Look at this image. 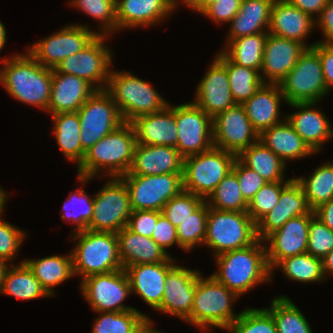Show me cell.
I'll list each match as a JSON object with an SVG mask.
<instances>
[{
	"label": "cell",
	"mask_w": 333,
	"mask_h": 333,
	"mask_svg": "<svg viewBox=\"0 0 333 333\" xmlns=\"http://www.w3.org/2000/svg\"><path fill=\"white\" fill-rule=\"evenodd\" d=\"M136 144L132 124L124 122L86 151L77 167V180L85 185L101 172L110 178L124 176L132 165Z\"/></svg>",
	"instance_id": "1"
},
{
	"label": "cell",
	"mask_w": 333,
	"mask_h": 333,
	"mask_svg": "<svg viewBox=\"0 0 333 333\" xmlns=\"http://www.w3.org/2000/svg\"><path fill=\"white\" fill-rule=\"evenodd\" d=\"M3 57L0 83L20 103L47 111L50 101L52 69L39 63L28 51Z\"/></svg>",
	"instance_id": "2"
},
{
	"label": "cell",
	"mask_w": 333,
	"mask_h": 333,
	"mask_svg": "<svg viewBox=\"0 0 333 333\" xmlns=\"http://www.w3.org/2000/svg\"><path fill=\"white\" fill-rule=\"evenodd\" d=\"M264 244L257 239L245 248L217 255L218 270L212 276L239 297L258 284L272 281Z\"/></svg>",
	"instance_id": "3"
},
{
	"label": "cell",
	"mask_w": 333,
	"mask_h": 333,
	"mask_svg": "<svg viewBox=\"0 0 333 333\" xmlns=\"http://www.w3.org/2000/svg\"><path fill=\"white\" fill-rule=\"evenodd\" d=\"M238 295L219 283L212 275H198L191 314L184 320L201 331L210 328L227 329L241 314L233 312L232 303ZM233 301V302H232ZM209 328V329H208Z\"/></svg>",
	"instance_id": "4"
},
{
	"label": "cell",
	"mask_w": 333,
	"mask_h": 333,
	"mask_svg": "<svg viewBox=\"0 0 333 333\" xmlns=\"http://www.w3.org/2000/svg\"><path fill=\"white\" fill-rule=\"evenodd\" d=\"M105 90L112 96L124 122L162 111L169 105L148 81L131 72L111 69Z\"/></svg>",
	"instance_id": "5"
},
{
	"label": "cell",
	"mask_w": 333,
	"mask_h": 333,
	"mask_svg": "<svg viewBox=\"0 0 333 333\" xmlns=\"http://www.w3.org/2000/svg\"><path fill=\"white\" fill-rule=\"evenodd\" d=\"M72 239L77 240L75 248L70 251L75 276L78 274L84 279L93 274L123 269L116 233L86 229L74 232Z\"/></svg>",
	"instance_id": "6"
},
{
	"label": "cell",
	"mask_w": 333,
	"mask_h": 333,
	"mask_svg": "<svg viewBox=\"0 0 333 333\" xmlns=\"http://www.w3.org/2000/svg\"><path fill=\"white\" fill-rule=\"evenodd\" d=\"M256 224L247 212L208 210L204 245L211 248L214 257L245 248L257 240Z\"/></svg>",
	"instance_id": "7"
},
{
	"label": "cell",
	"mask_w": 333,
	"mask_h": 333,
	"mask_svg": "<svg viewBox=\"0 0 333 333\" xmlns=\"http://www.w3.org/2000/svg\"><path fill=\"white\" fill-rule=\"evenodd\" d=\"M236 159L233 153L214 146L208 151L184 157V191L206 200L232 170Z\"/></svg>",
	"instance_id": "8"
},
{
	"label": "cell",
	"mask_w": 333,
	"mask_h": 333,
	"mask_svg": "<svg viewBox=\"0 0 333 333\" xmlns=\"http://www.w3.org/2000/svg\"><path fill=\"white\" fill-rule=\"evenodd\" d=\"M287 104L321 102L328 95L319 55L306 49L287 76L279 83Z\"/></svg>",
	"instance_id": "9"
},
{
	"label": "cell",
	"mask_w": 333,
	"mask_h": 333,
	"mask_svg": "<svg viewBox=\"0 0 333 333\" xmlns=\"http://www.w3.org/2000/svg\"><path fill=\"white\" fill-rule=\"evenodd\" d=\"M93 214L87 230L118 233L132 213L125 182L111 177L93 197Z\"/></svg>",
	"instance_id": "10"
},
{
	"label": "cell",
	"mask_w": 333,
	"mask_h": 333,
	"mask_svg": "<svg viewBox=\"0 0 333 333\" xmlns=\"http://www.w3.org/2000/svg\"><path fill=\"white\" fill-rule=\"evenodd\" d=\"M126 184L132 211H162L164 205L183 189V173L133 175L120 177Z\"/></svg>",
	"instance_id": "11"
},
{
	"label": "cell",
	"mask_w": 333,
	"mask_h": 333,
	"mask_svg": "<svg viewBox=\"0 0 333 333\" xmlns=\"http://www.w3.org/2000/svg\"><path fill=\"white\" fill-rule=\"evenodd\" d=\"M80 120V141L86 152L101 138L124 123L112 96L96 90L77 111Z\"/></svg>",
	"instance_id": "12"
},
{
	"label": "cell",
	"mask_w": 333,
	"mask_h": 333,
	"mask_svg": "<svg viewBox=\"0 0 333 333\" xmlns=\"http://www.w3.org/2000/svg\"><path fill=\"white\" fill-rule=\"evenodd\" d=\"M107 39V35H98L79 53L63 59L54 70L59 73L81 77L91 83L97 90L106 89L109 73L113 66V52L105 44Z\"/></svg>",
	"instance_id": "13"
},
{
	"label": "cell",
	"mask_w": 333,
	"mask_h": 333,
	"mask_svg": "<svg viewBox=\"0 0 333 333\" xmlns=\"http://www.w3.org/2000/svg\"><path fill=\"white\" fill-rule=\"evenodd\" d=\"M80 289L94 312L137 310L123 304V301L132 294L124 269L87 276L81 279Z\"/></svg>",
	"instance_id": "14"
},
{
	"label": "cell",
	"mask_w": 333,
	"mask_h": 333,
	"mask_svg": "<svg viewBox=\"0 0 333 333\" xmlns=\"http://www.w3.org/2000/svg\"><path fill=\"white\" fill-rule=\"evenodd\" d=\"M98 32L88 25L70 24L42 40L30 45L27 51L43 66L54 69L63 59L79 53L89 45Z\"/></svg>",
	"instance_id": "15"
},
{
	"label": "cell",
	"mask_w": 333,
	"mask_h": 333,
	"mask_svg": "<svg viewBox=\"0 0 333 333\" xmlns=\"http://www.w3.org/2000/svg\"><path fill=\"white\" fill-rule=\"evenodd\" d=\"M177 125L176 148L183 157L210 150L213 146L212 117L192 101L174 106Z\"/></svg>",
	"instance_id": "16"
},
{
	"label": "cell",
	"mask_w": 333,
	"mask_h": 333,
	"mask_svg": "<svg viewBox=\"0 0 333 333\" xmlns=\"http://www.w3.org/2000/svg\"><path fill=\"white\" fill-rule=\"evenodd\" d=\"M214 147L237 157L259 140L243 105L236 104L212 118Z\"/></svg>",
	"instance_id": "17"
},
{
	"label": "cell",
	"mask_w": 333,
	"mask_h": 333,
	"mask_svg": "<svg viewBox=\"0 0 333 333\" xmlns=\"http://www.w3.org/2000/svg\"><path fill=\"white\" fill-rule=\"evenodd\" d=\"M314 216L303 214L291 218L264 240L268 245L266 254L271 273L284 258L307 253L309 225Z\"/></svg>",
	"instance_id": "18"
},
{
	"label": "cell",
	"mask_w": 333,
	"mask_h": 333,
	"mask_svg": "<svg viewBox=\"0 0 333 333\" xmlns=\"http://www.w3.org/2000/svg\"><path fill=\"white\" fill-rule=\"evenodd\" d=\"M200 270H191L175 264L167 273L163 299L157 311L185 320L193 305Z\"/></svg>",
	"instance_id": "19"
},
{
	"label": "cell",
	"mask_w": 333,
	"mask_h": 333,
	"mask_svg": "<svg viewBox=\"0 0 333 333\" xmlns=\"http://www.w3.org/2000/svg\"><path fill=\"white\" fill-rule=\"evenodd\" d=\"M196 88L193 103L212 118L236 105L226 67L216 58Z\"/></svg>",
	"instance_id": "20"
},
{
	"label": "cell",
	"mask_w": 333,
	"mask_h": 333,
	"mask_svg": "<svg viewBox=\"0 0 333 333\" xmlns=\"http://www.w3.org/2000/svg\"><path fill=\"white\" fill-rule=\"evenodd\" d=\"M307 48L294 40L268 33L260 76L263 83L279 84ZM262 72V73H261Z\"/></svg>",
	"instance_id": "21"
},
{
	"label": "cell",
	"mask_w": 333,
	"mask_h": 333,
	"mask_svg": "<svg viewBox=\"0 0 333 333\" xmlns=\"http://www.w3.org/2000/svg\"><path fill=\"white\" fill-rule=\"evenodd\" d=\"M303 214H314L301 185L293 178L280 193L277 205L256 224L257 238L264 241L289 219Z\"/></svg>",
	"instance_id": "22"
},
{
	"label": "cell",
	"mask_w": 333,
	"mask_h": 333,
	"mask_svg": "<svg viewBox=\"0 0 333 333\" xmlns=\"http://www.w3.org/2000/svg\"><path fill=\"white\" fill-rule=\"evenodd\" d=\"M172 257L165 262L130 265L124 270L128 276L131 293H136L154 310L162 303L166 275L175 265Z\"/></svg>",
	"instance_id": "23"
},
{
	"label": "cell",
	"mask_w": 333,
	"mask_h": 333,
	"mask_svg": "<svg viewBox=\"0 0 333 333\" xmlns=\"http://www.w3.org/2000/svg\"><path fill=\"white\" fill-rule=\"evenodd\" d=\"M178 4L177 0H116L117 31L160 24Z\"/></svg>",
	"instance_id": "24"
},
{
	"label": "cell",
	"mask_w": 333,
	"mask_h": 333,
	"mask_svg": "<svg viewBox=\"0 0 333 333\" xmlns=\"http://www.w3.org/2000/svg\"><path fill=\"white\" fill-rule=\"evenodd\" d=\"M316 27V18L301 11L288 0H275L272 5L268 33L297 41L307 49L315 44H306V38Z\"/></svg>",
	"instance_id": "25"
},
{
	"label": "cell",
	"mask_w": 333,
	"mask_h": 333,
	"mask_svg": "<svg viewBox=\"0 0 333 333\" xmlns=\"http://www.w3.org/2000/svg\"><path fill=\"white\" fill-rule=\"evenodd\" d=\"M316 104V102L288 104L297 112L285 115L284 119H287L296 133L315 153H318L324 147V143L333 137V129L325 114L320 109H315Z\"/></svg>",
	"instance_id": "26"
},
{
	"label": "cell",
	"mask_w": 333,
	"mask_h": 333,
	"mask_svg": "<svg viewBox=\"0 0 333 333\" xmlns=\"http://www.w3.org/2000/svg\"><path fill=\"white\" fill-rule=\"evenodd\" d=\"M184 157L177 148L136 144L132 165L126 174L163 175L183 173Z\"/></svg>",
	"instance_id": "27"
},
{
	"label": "cell",
	"mask_w": 333,
	"mask_h": 333,
	"mask_svg": "<svg viewBox=\"0 0 333 333\" xmlns=\"http://www.w3.org/2000/svg\"><path fill=\"white\" fill-rule=\"evenodd\" d=\"M97 89L87 80L52 69L50 101L47 112H77Z\"/></svg>",
	"instance_id": "28"
},
{
	"label": "cell",
	"mask_w": 333,
	"mask_h": 333,
	"mask_svg": "<svg viewBox=\"0 0 333 333\" xmlns=\"http://www.w3.org/2000/svg\"><path fill=\"white\" fill-rule=\"evenodd\" d=\"M134 128L136 142L141 145H164L176 148L177 125L174 106L139 116L130 122Z\"/></svg>",
	"instance_id": "29"
},
{
	"label": "cell",
	"mask_w": 333,
	"mask_h": 333,
	"mask_svg": "<svg viewBox=\"0 0 333 333\" xmlns=\"http://www.w3.org/2000/svg\"><path fill=\"white\" fill-rule=\"evenodd\" d=\"M286 99L279 84L263 83L244 104L248 119L260 135L264 130L282 123L280 104Z\"/></svg>",
	"instance_id": "30"
},
{
	"label": "cell",
	"mask_w": 333,
	"mask_h": 333,
	"mask_svg": "<svg viewBox=\"0 0 333 333\" xmlns=\"http://www.w3.org/2000/svg\"><path fill=\"white\" fill-rule=\"evenodd\" d=\"M123 269L130 265L168 261L172 256L152 238L132 232L127 226L116 233Z\"/></svg>",
	"instance_id": "31"
},
{
	"label": "cell",
	"mask_w": 333,
	"mask_h": 333,
	"mask_svg": "<svg viewBox=\"0 0 333 333\" xmlns=\"http://www.w3.org/2000/svg\"><path fill=\"white\" fill-rule=\"evenodd\" d=\"M274 1L242 0L239 12L230 21L231 25L224 45L242 36L268 32Z\"/></svg>",
	"instance_id": "32"
},
{
	"label": "cell",
	"mask_w": 333,
	"mask_h": 333,
	"mask_svg": "<svg viewBox=\"0 0 333 333\" xmlns=\"http://www.w3.org/2000/svg\"><path fill=\"white\" fill-rule=\"evenodd\" d=\"M261 140L285 163L289 160H298L311 156L315 152L296 133L288 120L264 130L259 135Z\"/></svg>",
	"instance_id": "33"
},
{
	"label": "cell",
	"mask_w": 333,
	"mask_h": 333,
	"mask_svg": "<svg viewBox=\"0 0 333 333\" xmlns=\"http://www.w3.org/2000/svg\"><path fill=\"white\" fill-rule=\"evenodd\" d=\"M245 166L258 173L267 182L291 181L293 178L285 177V163L261 140L246 148L237 157Z\"/></svg>",
	"instance_id": "34"
},
{
	"label": "cell",
	"mask_w": 333,
	"mask_h": 333,
	"mask_svg": "<svg viewBox=\"0 0 333 333\" xmlns=\"http://www.w3.org/2000/svg\"><path fill=\"white\" fill-rule=\"evenodd\" d=\"M53 133L63 156L77 162L78 167L84 160L86 152L80 141V120L77 112H61L52 114Z\"/></svg>",
	"instance_id": "35"
},
{
	"label": "cell",
	"mask_w": 333,
	"mask_h": 333,
	"mask_svg": "<svg viewBox=\"0 0 333 333\" xmlns=\"http://www.w3.org/2000/svg\"><path fill=\"white\" fill-rule=\"evenodd\" d=\"M23 262L50 296H54L55 286L74 276L71 252L64 256L50 255L36 260L25 259Z\"/></svg>",
	"instance_id": "36"
},
{
	"label": "cell",
	"mask_w": 333,
	"mask_h": 333,
	"mask_svg": "<svg viewBox=\"0 0 333 333\" xmlns=\"http://www.w3.org/2000/svg\"><path fill=\"white\" fill-rule=\"evenodd\" d=\"M0 293L21 300L50 296L23 261L9 267Z\"/></svg>",
	"instance_id": "37"
},
{
	"label": "cell",
	"mask_w": 333,
	"mask_h": 333,
	"mask_svg": "<svg viewBox=\"0 0 333 333\" xmlns=\"http://www.w3.org/2000/svg\"><path fill=\"white\" fill-rule=\"evenodd\" d=\"M267 36L268 32H264L236 38L228 42L222 52L233 63L260 73Z\"/></svg>",
	"instance_id": "38"
},
{
	"label": "cell",
	"mask_w": 333,
	"mask_h": 333,
	"mask_svg": "<svg viewBox=\"0 0 333 333\" xmlns=\"http://www.w3.org/2000/svg\"><path fill=\"white\" fill-rule=\"evenodd\" d=\"M227 69L229 86L236 104H244L263 84L257 70L233 63L222 50L215 56Z\"/></svg>",
	"instance_id": "39"
},
{
	"label": "cell",
	"mask_w": 333,
	"mask_h": 333,
	"mask_svg": "<svg viewBox=\"0 0 333 333\" xmlns=\"http://www.w3.org/2000/svg\"><path fill=\"white\" fill-rule=\"evenodd\" d=\"M295 179L301 185L308 205L313 211L333 199V162L320 165L308 177L301 176Z\"/></svg>",
	"instance_id": "40"
},
{
	"label": "cell",
	"mask_w": 333,
	"mask_h": 333,
	"mask_svg": "<svg viewBox=\"0 0 333 333\" xmlns=\"http://www.w3.org/2000/svg\"><path fill=\"white\" fill-rule=\"evenodd\" d=\"M270 306L265 309L272 315L277 333H313L306 317L289 297L280 295Z\"/></svg>",
	"instance_id": "41"
},
{
	"label": "cell",
	"mask_w": 333,
	"mask_h": 333,
	"mask_svg": "<svg viewBox=\"0 0 333 333\" xmlns=\"http://www.w3.org/2000/svg\"><path fill=\"white\" fill-rule=\"evenodd\" d=\"M281 269L288 280L301 283H313L326 280L323 273L322 259L309 253L290 256L281 260L274 268Z\"/></svg>",
	"instance_id": "42"
},
{
	"label": "cell",
	"mask_w": 333,
	"mask_h": 333,
	"mask_svg": "<svg viewBox=\"0 0 333 333\" xmlns=\"http://www.w3.org/2000/svg\"><path fill=\"white\" fill-rule=\"evenodd\" d=\"M210 208L247 212L248 202L244 199L239 187L236 173L231 170L205 200Z\"/></svg>",
	"instance_id": "43"
},
{
	"label": "cell",
	"mask_w": 333,
	"mask_h": 333,
	"mask_svg": "<svg viewBox=\"0 0 333 333\" xmlns=\"http://www.w3.org/2000/svg\"><path fill=\"white\" fill-rule=\"evenodd\" d=\"M91 333H137L148 318L138 310L124 312H99Z\"/></svg>",
	"instance_id": "44"
},
{
	"label": "cell",
	"mask_w": 333,
	"mask_h": 333,
	"mask_svg": "<svg viewBox=\"0 0 333 333\" xmlns=\"http://www.w3.org/2000/svg\"><path fill=\"white\" fill-rule=\"evenodd\" d=\"M209 206L204 201L189 217L176 227L178 242L182 250L191 251L196 245H203Z\"/></svg>",
	"instance_id": "45"
},
{
	"label": "cell",
	"mask_w": 333,
	"mask_h": 333,
	"mask_svg": "<svg viewBox=\"0 0 333 333\" xmlns=\"http://www.w3.org/2000/svg\"><path fill=\"white\" fill-rule=\"evenodd\" d=\"M82 188L71 192L62 204L61 218L64 222L68 220L72 225L76 224L73 232L86 230L93 214V198Z\"/></svg>",
	"instance_id": "46"
},
{
	"label": "cell",
	"mask_w": 333,
	"mask_h": 333,
	"mask_svg": "<svg viewBox=\"0 0 333 333\" xmlns=\"http://www.w3.org/2000/svg\"><path fill=\"white\" fill-rule=\"evenodd\" d=\"M68 2L74 8L76 7V10L78 8L96 21H101L99 26L101 31H98V35L108 36L114 30L117 31L116 0H71Z\"/></svg>",
	"instance_id": "47"
},
{
	"label": "cell",
	"mask_w": 333,
	"mask_h": 333,
	"mask_svg": "<svg viewBox=\"0 0 333 333\" xmlns=\"http://www.w3.org/2000/svg\"><path fill=\"white\" fill-rule=\"evenodd\" d=\"M229 333H277L272 315L265 308H248L226 329Z\"/></svg>",
	"instance_id": "48"
},
{
	"label": "cell",
	"mask_w": 333,
	"mask_h": 333,
	"mask_svg": "<svg viewBox=\"0 0 333 333\" xmlns=\"http://www.w3.org/2000/svg\"><path fill=\"white\" fill-rule=\"evenodd\" d=\"M290 181L267 182L248 202L247 213L257 224L278 203L281 190Z\"/></svg>",
	"instance_id": "49"
},
{
	"label": "cell",
	"mask_w": 333,
	"mask_h": 333,
	"mask_svg": "<svg viewBox=\"0 0 333 333\" xmlns=\"http://www.w3.org/2000/svg\"><path fill=\"white\" fill-rule=\"evenodd\" d=\"M205 200L193 193L182 191L163 207L162 214L175 226L189 217Z\"/></svg>",
	"instance_id": "50"
},
{
	"label": "cell",
	"mask_w": 333,
	"mask_h": 333,
	"mask_svg": "<svg viewBox=\"0 0 333 333\" xmlns=\"http://www.w3.org/2000/svg\"><path fill=\"white\" fill-rule=\"evenodd\" d=\"M332 250L333 231L314 216L309 225L307 253L322 259Z\"/></svg>",
	"instance_id": "51"
},
{
	"label": "cell",
	"mask_w": 333,
	"mask_h": 333,
	"mask_svg": "<svg viewBox=\"0 0 333 333\" xmlns=\"http://www.w3.org/2000/svg\"><path fill=\"white\" fill-rule=\"evenodd\" d=\"M1 219L0 215V259L11 263L15 260L27 234L19 227Z\"/></svg>",
	"instance_id": "52"
},
{
	"label": "cell",
	"mask_w": 333,
	"mask_h": 333,
	"mask_svg": "<svg viewBox=\"0 0 333 333\" xmlns=\"http://www.w3.org/2000/svg\"><path fill=\"white\" fill-rule=\"evenodd\" d=\"M232 170L237 175L240 190L247 202L267 183L265 179L245 166L238 158L235 160Z\"/></svg>",
	"instance_id": "53"
},
{
	"label": "cell",
	"mask_w": 333,
	"mask_h": 333,
	"mask_svg": "<svg viewBox=\"0 0 333 333\" xmlns=\"http://www.w3.org/2000/svg\"><path fill=\"white\" fill-rule=\"evenodd\" d=\"M162 211L134 210L132 211L127 227L134 233L152 238L157 220Z\"/></svg>",
	"instance_id": "54"
},
{
	"label": "cell",
	"mask_w": 333,
	"mask_h": 333,
	"mask_svg": "<svg viewBox=\"0 0 333 333\" xmlns=\"http://www.w3.org/2000/svg\"><path fill=\"white\" fill-rule=\"evenodd\" d=\"M242 0H217L208 6L201 14L214 23H230L240 10Z\"/></svg>",
	"instance_id": "55"
},
{
	"label": "cell",
	"mask_w": 333,
	"mask_h": 333,
	"mask_svg": "<svg viewBox=\"0 0 333 333\" xmlns=\"http://www.w3.org/2000/svg\"><path fill=\"white\" fill-rule=\"evenodd\" d=\"M152 240L165 252H168L166 248L171 247L174 244L180 246L176 227L163 214H161L157 220L152 234Z\"/></svg>",
	"instance_id": "56"
},
{
	"label": "cell",
	"mask_w": 333,
	"mask_h": 333,
	"mask_svg": "<svg viewBox=\"0 0 333 333\" xmlns=\"http://www.w3.org/2000/svg\"><path fill=\"white\" fill-rule=\"evenodd\" d=\"M312 49L319 55L323 77L329 91L333 87V43L314 42Z\"/></svg>",
	"instance_id": "57"
},
{
	"label": "cell",
	"mask_w": 333,
	"mask_h": 333,
	"mask_svg": "<svg viewBox=\"0 0 333 333\" xmlns=\"http://www.w3.org/2000/svg\"><path fill=\"white\" fill-rule=\"evenodd\" d=\"M316 27L322 30L325 38V40L318 42L333 43V0H328L321 15L317 17Z\"/></svg>",
	"instance_id": "58"
},
{
	"label": "cell",
	"mask_w": 333,
	"mask_h": 333,
	"mask_svg": "<svg viewBox=\"0 0 333 333\" xmlns=\"http://www.w3.org/2000/svg\"><path fill=\"white\" fill-rule=\"evenodd\" d=\"M292 5L299 8L301 11L314 16L319 17L322 10L326 6L328 0H288ZM316 14V15H315Z\"/></svg>",
	"instance_id": "59"
},
{
	"label": "cell",
	"mask_w": 333,
	"mask_h": 333,
	"mask_svg": "<svg viewBox=\"0 0 333 333\" xmlns=\"http://www.w3.org/2000/svg\"><path fill=\"white\" fill-rule=\"evenodd\" d=\"M315 217L333 231V199L314 210Z\"/></svg>",
	"instance_id": "60"
},
{
	"label": "cell",
	"mask_w": 333,
	"mask_h": 333,
	"mask_svg": "<svg viewBox=\"0 0 333 333\" xmlns=\"http://www.w3.org/2000/svg\"><path fill=\"white\" fill-rule=\"evenodd\" d=\"M179 1V0H177ZM181 4H186V6L194 10L196 13L201 14L208 6L215 3L217 0H181Z\"/></svg>",
	"instance_id": "61"
},
{
	"label": "cell",
	"mask_w": 333,
	"mask_h": 333,
	"mask_svg": "<svg viewBox=\"0 0 333 333\" xmlns=\"http://www.w3.org/2000/svg\"><path fill=\"white\" fill-rule=\"evenodd\" d=\"M322 265L325 277H328L329 274L333 275V250L322 258Z\"/></svg>",
	"instance_id": "62"
},
{
	"label": "cell",
	"mask_w": 333,
	"mask_h": 333,
	"mask_svg": "<svg viewBox=\"0 0 333 333\" xmlns=\"http://www.w3.org/2000/svg\"><path fill=\"white\" fill-rule=\"evenodd\" d=\"M9 267H10L9 263L0 259V292L2 290L3 283L5 280V275H6L7 270L9 269Z\"/></svg>",
	"instance_id": "63"
},
{
	"label": "cell",
	"mask_w": 333,
	"mask_h": 333,
	"mask_svg": "<svg viewBox=\"0 0 333 333\" xmlns=\"http://www.w3.org/2000/svg\"><path fill=\"white\" fill-rule=\"evenodd\" d=\"M152 325H153L152 320L148 317L142 324V333H163L152 327Z\"/></svg>",
	"instance_id": "64"
},
{
	"label": "cell",
	"mask_w": 333,
	"mask_h": 333,
	"mask_svg": "<svg viewBox=\"0 0 333 333\" xmlns=\"http://www.w3.org/2000/svg\"><path fill=\"white\" fill-rule=\"evenodd\" d=\"M6 200H7V193L0 186V215H3L2 213L4 212L5 210L4 208L6 206L5 203H7Z\"/></svg>",
	"instance_id": "65"
},
{
	"label": "cell",
	"mask_w": 333,
	"mask_h": 333,
	"mask_svg": "<svg viewBox=\"0 0 333 333\" xmlns=\"http://www.w3.org/2000/svg\"><path fill=\"white\" fill-rule=\"evenodd\" d=\"M6 30L4 24L0 21V40H7Z\"/></svg>",
	"instance_id": "66"
},
{
	"label": "cell",
	"mask_w": 333,
	"mask_h": 333,
	"mask_svg": "<svg viewBox=\"0 0 333 333\" xmlns=\"http://www.w3.org/2000/svg\"><path fill=\"white\" fill-rule=\"evenodd\" d=\"M5 43H6V40H0V50L3 49Z\"/></svg>",
	"instance_id": "67"
},
{
	"label": "cell",
	"mask_w": 333,
	"mask_h": 333,
	"mask_svg": "<svg viewBox=\"0 0 333 333\" xmlns=\"http://www.w3.org/2000/svg\"><path fill=\"white\" fill-rule=\"evenodd\" d=\"M137 333H142V325Z\"/></svg>",
	"instance_id": "68"
}]
</instances>
